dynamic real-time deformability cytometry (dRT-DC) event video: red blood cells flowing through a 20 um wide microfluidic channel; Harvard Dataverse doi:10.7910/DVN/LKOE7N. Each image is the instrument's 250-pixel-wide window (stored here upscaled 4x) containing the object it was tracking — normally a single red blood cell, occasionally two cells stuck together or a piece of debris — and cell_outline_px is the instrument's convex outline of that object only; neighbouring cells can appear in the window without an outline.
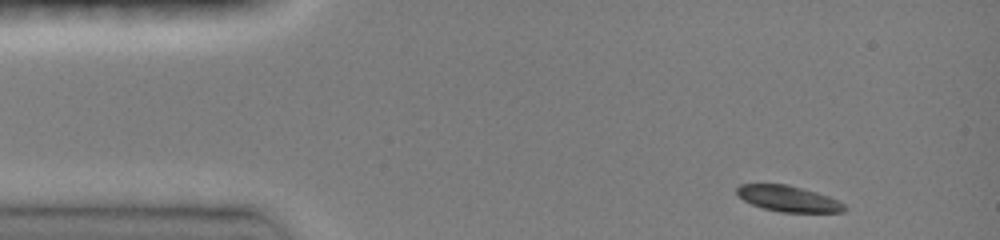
{"species": "common noctule bat (a hibernating species)", "species_latin": "Nyctalus noctula", "temperature_condition": "room temperature", "stored_images_in_passage": 41, "camera_frame_rate_fps": 3000, "um_per_image_px": 0.085, "animal": {"sex": "female", "body_mass_g": 19.0, "forearm_length_mm": 51.5}, "frame": {"image": 1, "passage_image": 1, "time_ms": 0.0, "image_size_px": [1000, 240], "cell_outline_px": [[848, 208], [844, 212], [780, 212], [764, 208], [752, 204], [744, 200], [736, 192], [736, 188], [740, 184], [788, 184], [816, 192], [828, 196], [844, 204]], "centroid_in_image_um": [67.01, 16.89], "position_along_channel_um": 18.0, "area_um2": 16.13}}
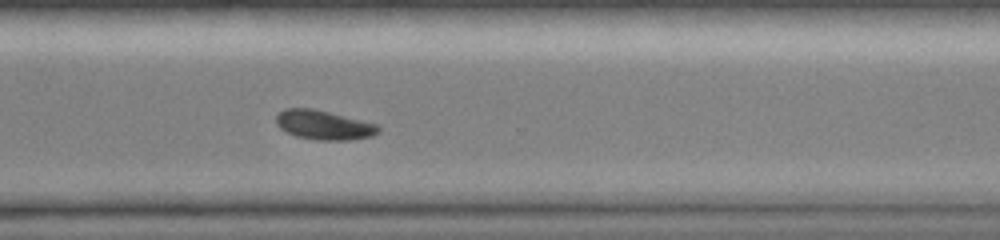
{"frame": {"image": 2, "passage_image": 31, "time_ms": 10.0, "image_size_px": [1000, 240], "cell_outline_px": [[380, 132], [372, 136], [348, 140], [316, 140], [296, 136], [280, 128], [276, 124], [276, 116], [284, 108], [312, 108], [380, 124]], "centroid_in_image_um": [27.55, 10.62], "position_along_channel_um": 343.0, "area_um2": 17.57}}
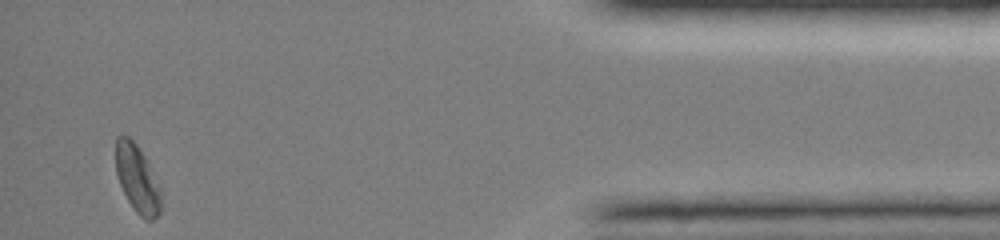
{"frame": {"image": 3, "passage_image": 41, "time_ms": 13.333, "image_size_px": [1000, 240], "cell_outline_px": [[160, 212], [152, 220], [144, 220], [136, 212], [128, 200], [120, 184], [116, 172], [116, 136], [128, 136], [136, 144], [144, 156], [160, 188]], "centroid_in_image_um": [11.65, 15.21], "position_along_channel_um": 423.5, "area_um2": 17.4}, "authors_computed_cell_mechanics": {"area_um2": 17.629, "velocity_mm_per_s": 4.018, "shape_relaxation_time_tau1_ms": 1.9653, "shape_relaxation_time_tau2_ms": null, "deformation_change_tau1": 0.1036, "deformation_change_tau2": null}}